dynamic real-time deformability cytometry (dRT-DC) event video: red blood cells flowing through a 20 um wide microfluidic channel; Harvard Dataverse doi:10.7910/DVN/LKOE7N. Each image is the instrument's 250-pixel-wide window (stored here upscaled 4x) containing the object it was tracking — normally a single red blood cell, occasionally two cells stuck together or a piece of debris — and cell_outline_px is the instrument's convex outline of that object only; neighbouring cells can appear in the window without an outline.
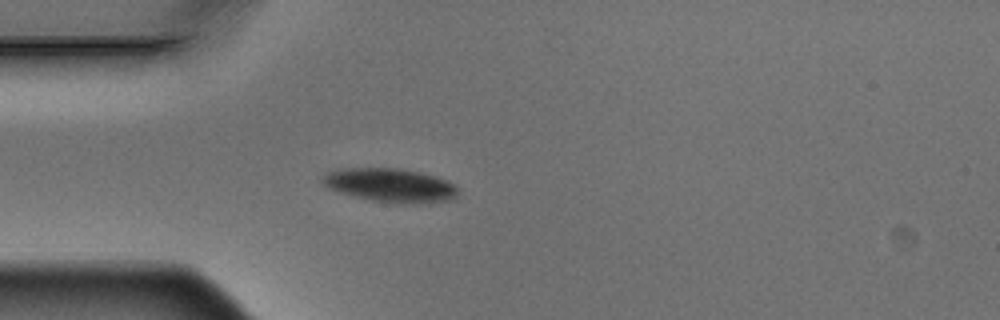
{"species": "Egyptian fruit bat (a non-hibernating species)", "species_latin": "Rousettus aegyptiacus", "temperature_condition": "warm", "stored_images_in_passage": 4, "camera_frame_rate_fps": 3000, "um_per_image_px": 0.085, "animal": {"sex": "male"}, "frame": {"image": 1, "passage_image": 4, "time_ms": 1.0, "image_size_px": [1000, 320], "cell_outline_px": [[460, 188], [456, 200], [428, 204], [392, 204], [352, 196], [328, 188], [320, 180], [328, 172], [340, 168], [400, 168], [420, 172], [436, 176], [448, 180]], "centroid_in_image_um": [33.28, 15.77], "position_along_channel_um": 51.7, "area_um2": 27.46}}